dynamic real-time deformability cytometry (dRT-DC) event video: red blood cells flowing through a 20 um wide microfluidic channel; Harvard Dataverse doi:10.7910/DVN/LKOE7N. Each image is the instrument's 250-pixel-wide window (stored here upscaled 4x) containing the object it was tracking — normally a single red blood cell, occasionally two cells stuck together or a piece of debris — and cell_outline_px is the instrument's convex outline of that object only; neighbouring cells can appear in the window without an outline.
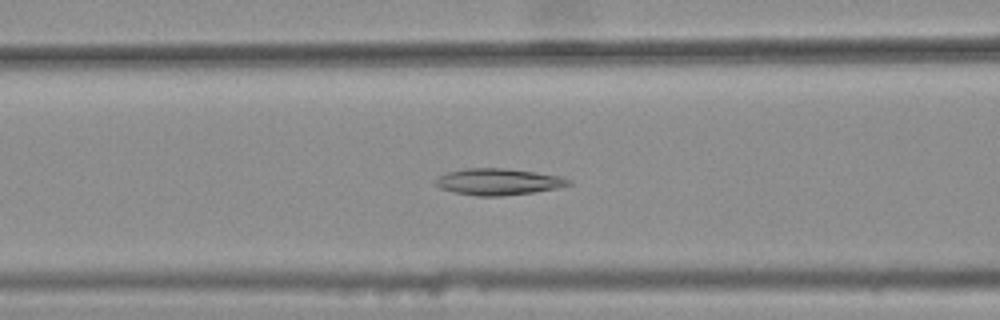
{"species": "common noctule bat (a hibernating species)", "species_latin": "Nyctalus noctula", "temperature_condition": "warm", "stored_images_in_passage": 35, "camera_frame_rate_fps": 3000, "um_per_image_px": 0.085, "animal": {"sex": "female", "body_mass_g": 25.1}, "frame": {"image": 1, "passage_image": 11, "time_ms": 3.333, "image_size_px": [1000, 320], "cell_outline_px": [[572, 184], [556, 188], [532, 192], [500, 196], [476, 196], [452, 192], [440, 188], [436, 184], [436, 180], [440, 176], [448, 172], [464, 168], [504, 168], [560, 176], [572, 180]], "centroid_in_image_um": [42.34, 15.45], "position_along_channel_um": 124.3, "area_um2": 20.35}}
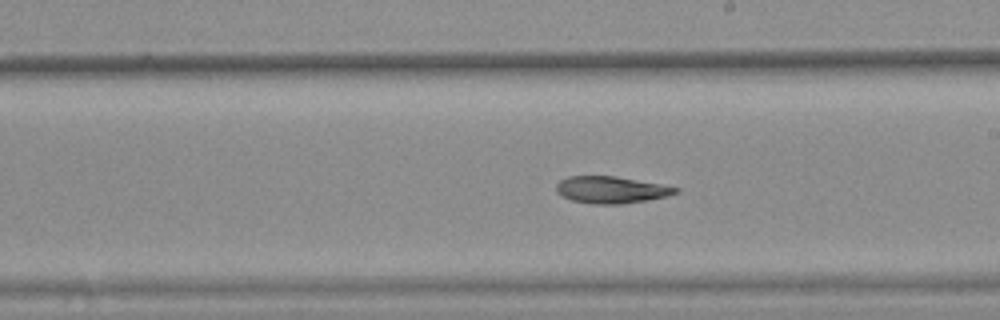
{"frame": {"image": 2, "passage_image": 20, "time_ms": 6.333, "image_size_px": [1000, 320], "cell_outline_px": [[680, 192], [668, 196], [648, 200], [624, 204], [592, 204], [572, 200], [556, 192], [556, 184], [560, 180], [568, 176], [616, 176], [660, 184], [680, 188]], "centroid_in_image_um": [51.97, 16.13], "position_along_channel_um": 237.0, "area_um2": 18.79}}
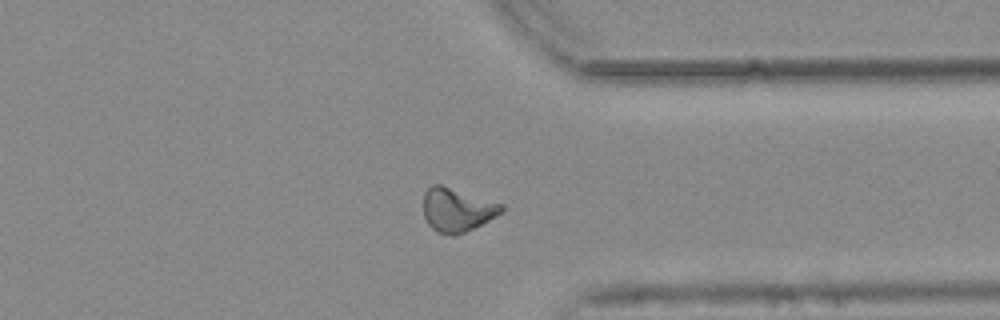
{"frame": {"image": 3, "passage_image": 31, "time_ms": 10.0, "image_size_px": [1000, 320], "cell_outline_px": [[504, 208], [500, 212], [488, 220], [456, 236], [452, 236], [436, 232], [428, 224], [424, 216], [424, 192], [432, 184], [440, 184], [504, 204]], "centroid_in_image_um": [38.81, 17.83], "position_along_channel_um": 372.6, "area_um2": 19.71}}